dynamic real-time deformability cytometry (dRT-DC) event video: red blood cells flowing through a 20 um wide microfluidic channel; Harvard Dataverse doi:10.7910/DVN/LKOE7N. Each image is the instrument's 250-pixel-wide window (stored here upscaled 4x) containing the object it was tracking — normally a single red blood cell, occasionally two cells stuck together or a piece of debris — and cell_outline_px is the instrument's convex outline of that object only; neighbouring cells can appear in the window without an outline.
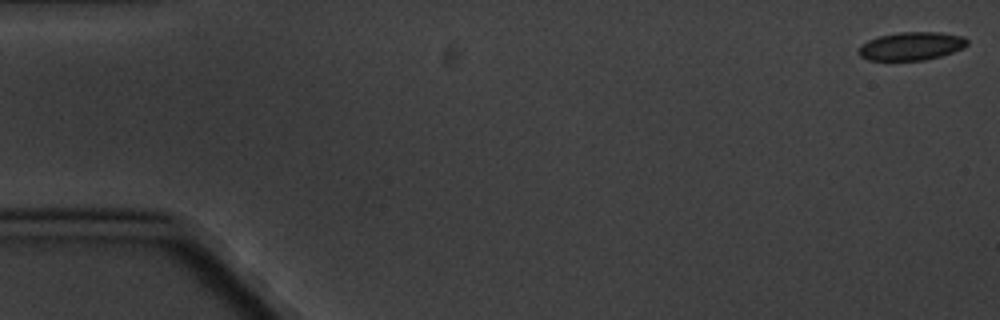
{"species": "common noctule bat (a hibernating species)", "species_latin": "Nyctalus noctula", "temperature_condition": "cold", "stored_images_in_passage": 4, "camera_frame_rate_fps": 3000, "um_per_image_px": 0.085, "animal": {"sex": "male", "body_mass_g": 20.1, "forearm_length_mm": 53.5}, "frame": {"image": 1, "passage_image": 1, "time_ms": 0.0, "image_size_px": [1000, 320], "cell_outline_px": [[968, 44], [964, 48], [940, 56], [924, 60], [868, 60], [860, 56], [856, 52], [860, 44], [868, 40], [880, 36], [900, 32], [940, 32], [964, 36], [968, 40]], "centroid_in_image_um": [77.45, 3.91], "position_along_channel_um": 7.5, "area_um2": 17.98}}